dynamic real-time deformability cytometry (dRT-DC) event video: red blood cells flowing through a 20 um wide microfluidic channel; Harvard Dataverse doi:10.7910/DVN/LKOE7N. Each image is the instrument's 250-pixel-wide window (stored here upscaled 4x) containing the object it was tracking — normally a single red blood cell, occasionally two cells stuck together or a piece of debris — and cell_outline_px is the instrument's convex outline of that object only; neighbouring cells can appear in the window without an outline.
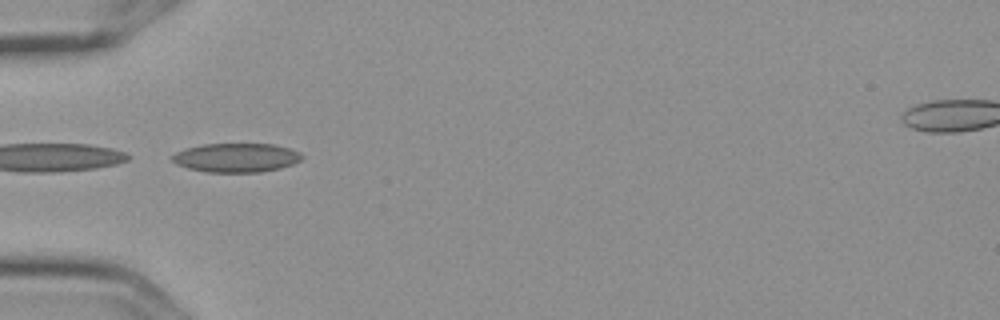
{"species": "Egyptian fruit bat (a non-hibernating species)", "species_latin": "Rousettus aegyptiacus", "temperature_condition": "cold", "stored_images_in_passage": 9, "camera_frame_rate_fps": 3000, "um_per_image_px": 0.085, "frame": {"image": 1, "passage_image": 4, "time_ms": 1.0, "image_size_px": [1000, 320], "cell_outline_px": [[304, 156], [300, 160], [292, 164], [280, 168], [260, 172], [208, 172], [188, 168], [176, 164], [172, 160], [172, 156], [176, 152], [184, 148], [204, 144], [276, 144], [300, 152]], "centroid_in_image_um": [20.08, 13.4], "position_along_channel_um": 64.9, "area_um2": 21.91}}
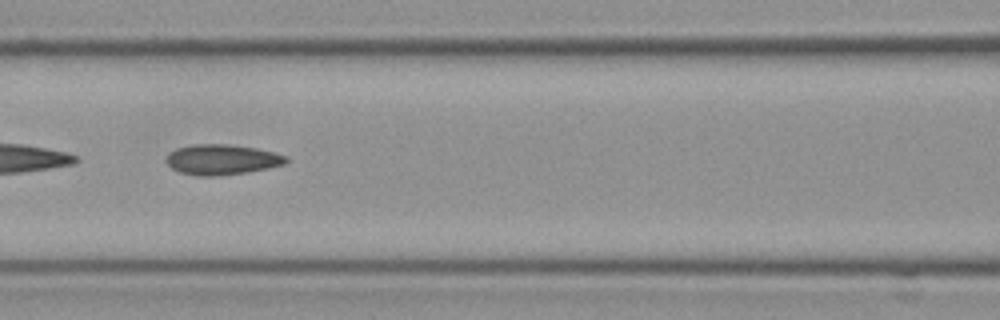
{"frame": {"image": 2, "passage_image": 6, "time_ms": 1.667, "image_size_px": [1000, 320], "cell_outline_px": [[288, 160], [284, 164], [268, 168], [248, 172], [212, 176], [200, 176], [180, 172], [172, 168], [164, 160], [168, 152], [176, 148], [192, 144], [228, 144], [256, 148], [288, 156]], "centroid_in_image_um": [18.83, 13.55], "position_along_channel_um": 147.8, "area_um2": 21.21}}
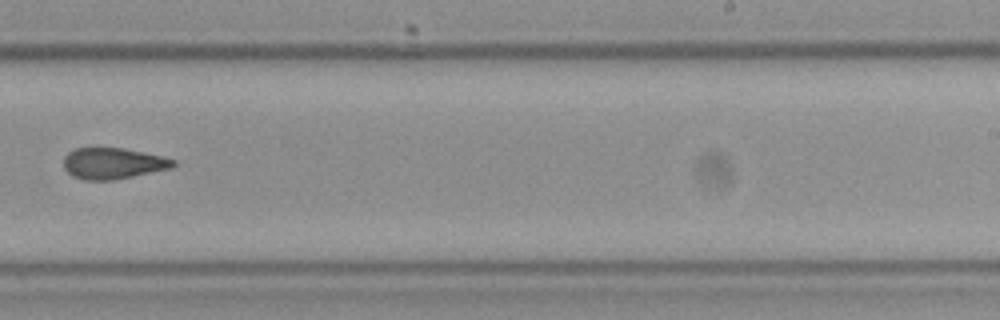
{"frame": {"image": 3, "passage_image": 9, "time_ms": 2.667, "image_size_px": [1000, 320], "cell_outline_px": [[176, 164], [172, 168], [112, 180], [84, 180], [72, 176], [64, 168], [64, 156], [68, 152], [76, 148], [124, 148], [164, 156], [176, 160]], "centroid_in_image_um": [9.62, 13.88], "position_along_channel_um": 279.4, "area_um2": 19.94}}